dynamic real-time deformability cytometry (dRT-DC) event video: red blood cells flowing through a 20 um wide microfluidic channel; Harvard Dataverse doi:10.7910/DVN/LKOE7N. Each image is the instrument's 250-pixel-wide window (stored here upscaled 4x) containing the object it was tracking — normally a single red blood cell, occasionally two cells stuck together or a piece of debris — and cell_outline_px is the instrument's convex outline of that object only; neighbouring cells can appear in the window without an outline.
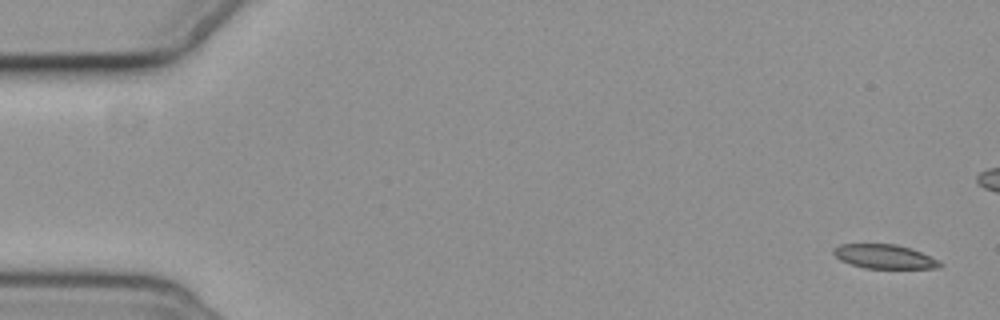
{"species": "common noctule bat (a hibernating species)", "species_latin": "Nyctalus noctula", "temperature_condition": "cold", "stored_images_in_passage": 6, "camera_frame_rate_fps": 3000, "um_per_image_px": 0.085, "animal": {"sex": "female", "body_mass_g": 19.3, "forearm_length_mm": 54.1}, "frame": {"image": 1, "passage_image": 1, "time_ms": 0.0, "image_size_px": [1000, 320], "cell_outline_px": [[944, 264], [940, 268], [864, 268], [840, 260], [832, 252], [832, 248], [840, 244], [896, 244], [912, 248], [940, 260]], "centroid_in_image_um": [75.21, 21.8], "position_along_channel_um": 9.8, "area_um2": 15.09}}